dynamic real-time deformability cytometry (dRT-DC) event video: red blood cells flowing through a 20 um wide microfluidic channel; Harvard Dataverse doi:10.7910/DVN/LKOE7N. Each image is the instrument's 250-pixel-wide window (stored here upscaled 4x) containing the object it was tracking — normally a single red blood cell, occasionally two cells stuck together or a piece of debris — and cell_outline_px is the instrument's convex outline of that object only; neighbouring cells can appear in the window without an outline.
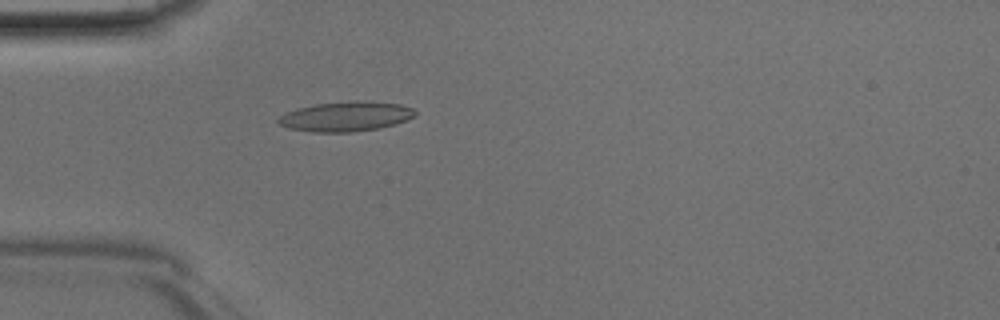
{"species": "Egyptian fruit bat (a non-hibernating species)", "species_latin": "Rousettus aegyptiacus", "temperature_condition": "room temperature", "stored_images_in_passage": 27, "camera_frame_rate_fps": 3000, "um_per_image_px": 0.085, "animal": {"sex": "male"}, "frame": {"image": 1, "passage_image": 1, "time_ms": 0.0, "image_size_px": [1000, 320], "cell_outline_px": [[416, 116], [408, 120], [396, 124], [376, 128], [352, 132], [312, 132], [288, 128], [280, 124], [276, 120], [280, 116], [296, 108], [316, 104], [356, 100], [364, 100], [400, 104], [412, 108], [416, 112]], "centroid_in_image_um": [29.42, 9.89], "position_along_channel_um": 55.6, "area_um2": 23.81}}
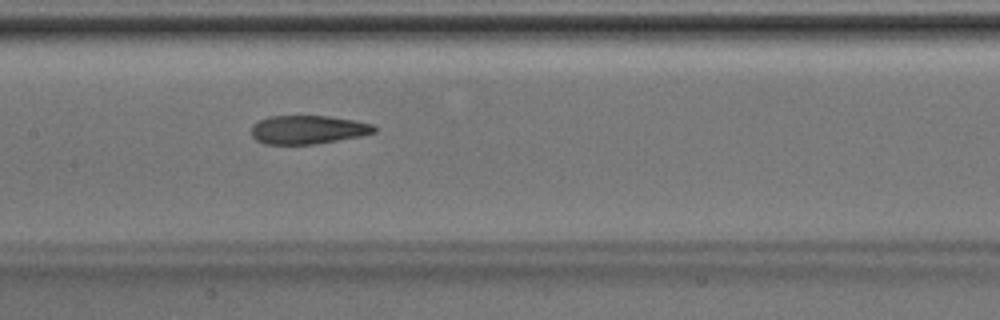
{"frame": {"image": 2, "passage_image": 10, "time_ms": 3.0, "image_size_px": [1000, 320], "cell_outline_px": [[376, 132], [360, 136], [316, 144], [264, 144], [256, 140], [252, 136], [252, 124], [268, 116], [328, 116], [356, 120], [372, 124], [376, 128]], "centroid_in_image_um": [26.17, 11.02], "position_along_channel_um": 181.2, "area_um2": 20.52}}
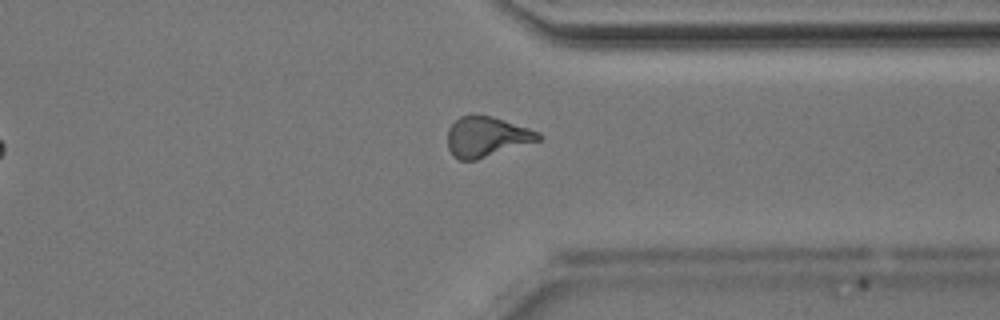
{"frame": {"image": 3, "passage_image": 23, "time_ms": 7.333, "image_size_px": [1000, 320], "cell_outline_px": [[544, 136], [540, 140], [476, 160], [460, 160], [448, 148], [448, 128], [460, 116], [472, 112], [492, 116], [540, 132]], "centroid_in_image_um": [41.37, 11.59], "position_along_channel_um": 370.0, "area_um2": 21.39}}